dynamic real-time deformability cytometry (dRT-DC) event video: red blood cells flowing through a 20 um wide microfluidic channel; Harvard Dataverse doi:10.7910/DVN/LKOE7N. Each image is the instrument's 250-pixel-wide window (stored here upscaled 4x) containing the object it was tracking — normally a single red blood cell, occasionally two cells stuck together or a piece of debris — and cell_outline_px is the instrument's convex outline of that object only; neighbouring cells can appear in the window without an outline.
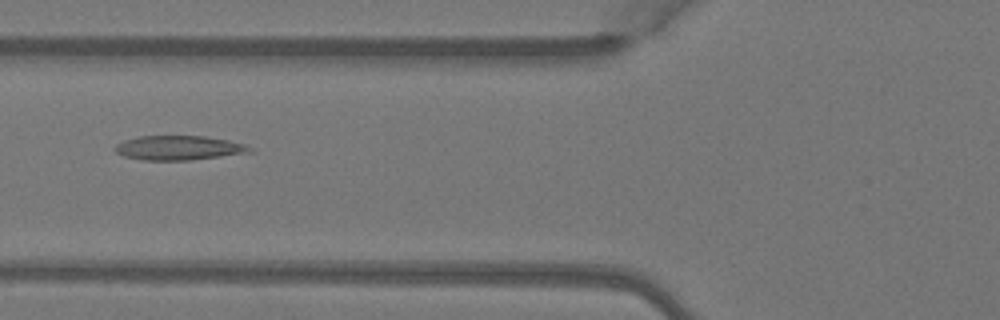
{"species": "Egyptian fruit bat (a non-hibernating species)", "species_latin": "Rousettus aegyptiacus", "temperature_condition": "warm", "stored_images_in_passage": 6, "camera_frame_rate_fps": 3000, "um_per_image_px": 0.085, "animal": {"sex": "female"}, "frame": {"image": 1, "passage_image": 6, "time_ms": 1.667, "image_size_px": [1000, 320], "cell_outline_px": [[256, 152], [188, 160], [140, 160], [124, 156], [116, 152], [116, 144], [124, 140], [136, 136], [204, 136], [228, 140], [244, 144], [252, 148]], "centroid_in_image_um": [15.21, 12.57], "position_along_channel_um": 110.6, "area_um2": 19.19}}